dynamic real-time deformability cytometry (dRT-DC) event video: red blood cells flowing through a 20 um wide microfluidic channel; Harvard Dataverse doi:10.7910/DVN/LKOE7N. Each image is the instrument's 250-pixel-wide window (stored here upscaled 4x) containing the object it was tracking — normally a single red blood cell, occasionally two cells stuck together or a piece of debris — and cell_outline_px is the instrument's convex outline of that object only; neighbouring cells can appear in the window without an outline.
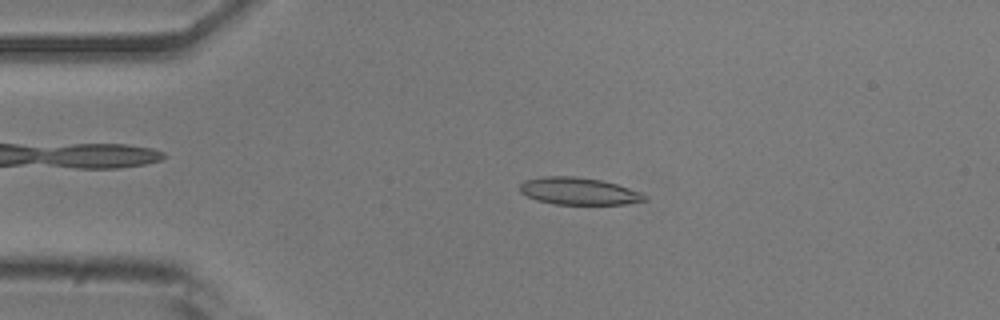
{"species": "common noctule bat (a hibernating species)", "species_latin": "Nyctalus noctula", "temperature_condition": "room temperature", "stored_images_in_passage": 48, "camera_frame_rate_fps": 3000, "um_per_image_px": 0.085, "animal": {"sex": "male", "body_mass_g": 20.5, "forearm_length_mm": 52.5}, "frame": {"image": 1, "passage_image": 7, "time_ms": 2.0, "image_size_px": [1000, 320], "cell_outline_px": [[648, 200], [624, 204], [556, 204], [536, 200], [520, 192], [520, 184], [524, 180], [544, 176], [576, 176], [600, 180], [616, 184], [640, 192], [648, 196]], "centroid_in_image_um": [49.19, 16.24], "position_along_channel_um": 35.8, "area_um2": 19.71}}
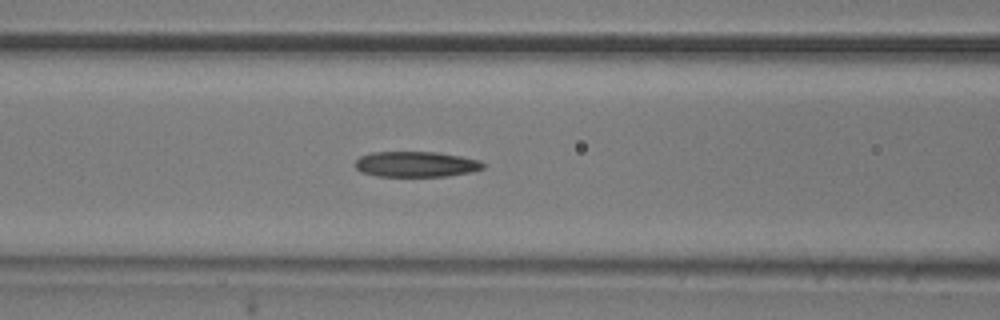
{"frame": {"image": 2, "passage_image": 17, "time_ms": 5.333, "image_size_px": [1000, 320], "cell_outline_px": [[484, 168], [472, 172], [448, 176], [376, 176], [360, 172], [356, 168], [356, 160], [360, 156], [372, 152], [436, 152], [460, 156], [480, 160], [484, 164]], "centroid_in_image_um": [35.36, 13.96], "position_along_channel_um": 131.2, "area_um2": 19.07}}
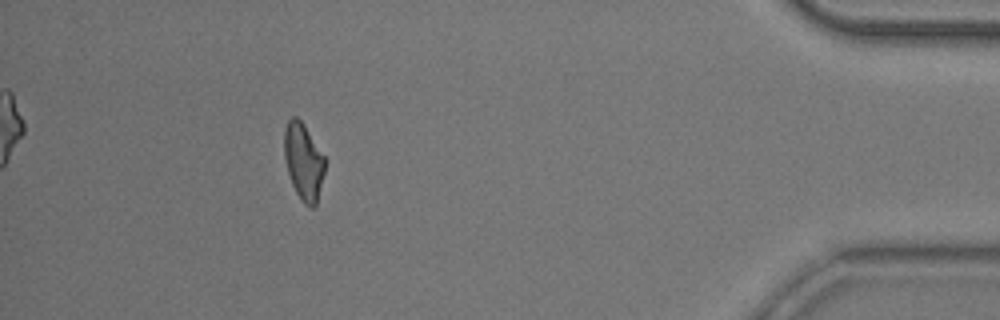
{"frame": {"image": 3, "passage_image": 43, "time_ms": 14.0, "image_size_px": [1000, 320], "cell_outline_px": [[324, 172], [316, 208], [308, 208], [300, 200], [292, 184], [288, 172], [284, 156], [284, 128], [288, 120], [292, 116], [296, 116], [304, 124], [324, 156]], "centroid_in_image_um": [25.79, 13.76], "position_along_channel_um": 409.4, "area_um2": 18.26}}